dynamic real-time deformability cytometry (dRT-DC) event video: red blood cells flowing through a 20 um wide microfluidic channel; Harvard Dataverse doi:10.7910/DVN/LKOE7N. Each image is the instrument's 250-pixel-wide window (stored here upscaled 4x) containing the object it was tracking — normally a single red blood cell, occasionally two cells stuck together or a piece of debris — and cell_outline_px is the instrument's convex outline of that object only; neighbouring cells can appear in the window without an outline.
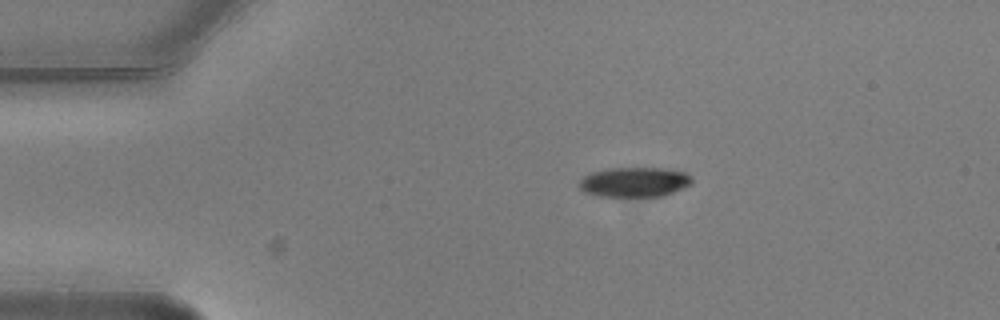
{"species": "common noctule bat (a hibernating species)", "species_latin": "Nyctalus noctula", "temperature_condition": "warm", "stored_images_in_passage": 5, "camera_frame_rate_fps": 3000, "um_per_image_px": 0.085, "animal": {"sex": "male", "body_mass_g": 20.5, "forearm_length_mm": 52.5}, "frame": {"image": 1, "passage_image": 1, "time_ms": 0.0, "image_size_px": [1000, 320], "cell_outline_px": [[692, 184], [684, 188], [660, 196], [600, 196], [584, 192], [580, 188], [580, 180], [584, 176], [592, 172], [612, 168], [660, 168], [684, 172], [692, 176]], "centroid_in_image_um": [53.94, 15.47], "position_along_channel_um": 31.1, "area_um2": 19.36}}
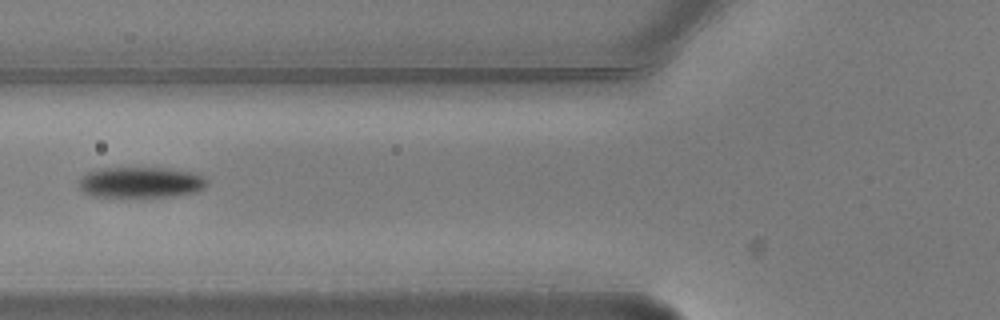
{"frame": {"image": 2, "passage_image": 4, "time_ms": 1.0, "image_size_px": [1000, 320], "cell_outline_px": [[208, 184], [204, 188], [196, 192], [172, 196], [92, 196], [84, 192], [80, 188], [80, 180], [88, 172], [100, 168], [164, 168], [192, 172], [208, 180]], "centroid_in_image_um": [11.99, 15.49], "position_along_channel_um": 113.8, "area_um2": 22.66}}
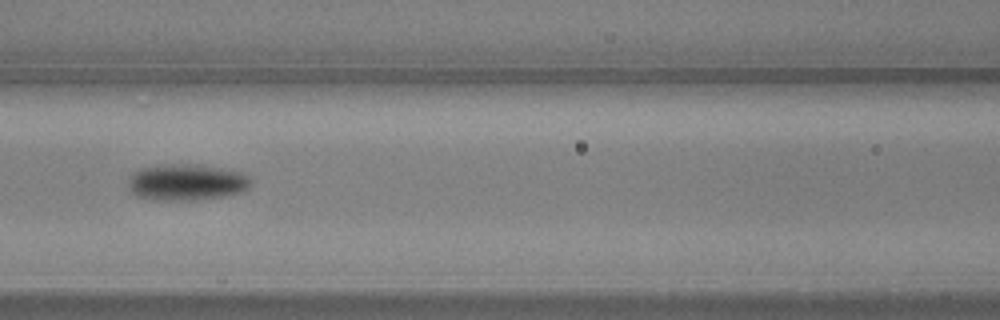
{"frame": {"image": 3, "passage_image": 5, "time_ms": 1.333, "image_size_px": [1000, 320], "cell_outline_px": [[248, 188], [240, 192], [220, 196], [196, 200], [156, 200], [136, 196], [132, 192], [128, 184], [132, 176], [136, 172], [144, 168], [184, 164], [200, 164], [220, 168], [236, 172], [244, 176], [248, 180]], "centroid_in_image_um": [15.82, 15.51], "position_along_channel_um": 150.8, "area_um2": 24.97}}